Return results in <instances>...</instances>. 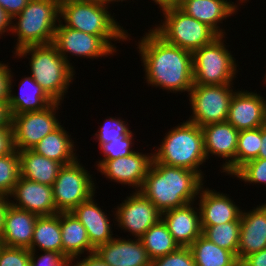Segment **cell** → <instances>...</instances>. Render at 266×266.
Returning <instances> with one entry per match:
<instances>
[{
	"instance_id": "6da1fadb",
	"label": "cell",
	"mask_w": 266,
	"mask_h": 266,
	"mask_svg": "<svg viewBox=\"0 0 266 266\" xmlns=\"http://www.w3.org/2000/svg\"><path fill=\"white\" fill-rule=\"evenodd\" d=\"M144 34L135 43L144 83L167 93L189 94L194 85L192 52L167 43L151 27Z\"/></svg>"
},
{
	"instance_id": "7a4b0ae2",
	"label": "cell",
	"mask_w": 266,
	"mask_h": 266,
	"mask_svg": "<svg viewBox=\"0 0 266 266\" xmlns=\"http://www.w3.org/2000/svg\"><path fill=\"white\" fill-rule=\"evenodd\" d=\"M204 183L195 171L152 162L140 192L163 213L195 202Z\"/></svg>"
},
{
	"instance_id": "3957f363",
	"label": "cell",
	"mask_w": 266,
	"mask_h": 266,
	"mask_svg": "<svg viewBox=\"0 0 266 266\" xmlns=\"http://www.w3.org/2000/svg\"><path fill=\"white\" fill-rule=\"evenodd\" d=\"M162 142L153 147V161L182 167L199 173L204 179L201 167L207 161L204 150L202 128L186 119L165 133Z\"/></svg>"
},
{
	"instance_id": "277c9868",
	"label": "cell",
	"mask_w": 266,
	"mask_h": 266,
	"mask_svg": "<svg viewBox=\"0 0 266 266\" xmlns=\"http://www.w3.org/2000/svg\"><path fill=\"white\" fill-rule=\"evenodd\" d=\"M24 57L29 60L28 69L33 79L55 102L63 103L70 84L76 80L75 69L58 53L52 43L28 46L13 54V58L18 60H23Z\"/></svg>"
},
{
	"instance_id": "5b68a950",
	"label": "cell",
	"mask_w": 266,
	"mask_h": 266,
	"mask_svg": "<svg viewBox=\"0 0 266 266\" xmlns=\"http://www.w3.org/2000/svg\"><path fill=\"white\" fill-rule=\"evenodd\" d=\"M60 8L50 0H29L27 6L11 21L16 41L12 53L28 46L51 44L59 23Z\"/></svg>"
},
{
	"instance_id": "8992f818",
	"label": "cell",
	"mask_w": 266,
	"mask_h": 266,
	"mask_svg": "<svg viewBox=\"0 0 266 266\" xmlns=\"http://www.w3.org/2000/svg\"><path fill=\"white\" fill-rule=\"evenodd\" d=\"M226 36L219 35L192 53L194 85L235 84L239 64L226 45Z\"/></svg>"
},
{
	"instance_id": "52a82bcc",
	"label": "cell",
	"mask_w": 266,
	"mask_h": 266,
	"mask_svg": "<svg viewBox=\"0 0 266 266\" xmlns=\"http://www.w3.org/2000/svg\"><path fill=\"white\" fill-rule=\"evenodd\" d=\"M158 14L162 16L161 21L151 28L167 43L192 53L219 36L207 24L186 15L177 6L162 8Z\"/></svg>"
},
{
	"instance_id": "ba28073f",
	"label": "cell",
	"mask_w": 266,
	"mask_h": 266,
	"mask_svg": "<svg viewBox=\"0 0 266 266\" xmlns=\"http://www.w3.org/2000/svg\"><path fill=\"white\" fill-rule=\"evenodd\" d=\"M110 7L98 0H76L60 7L59 21L66 27L96 36H128Z\"/></svg>"
},
{
	"instance_id": "9c48e42d",
	"label": "cell",
	"mask_w": 266,
	"mask_h": 266,
	"mask_svg": "<svg viewBox=\"0 0 266 266\" xmlns=\"http://www.w3.org/2000/svg\"><path fill=\"white\" fill-rule=\"evenodd\" d=\"M131 35L128 33V36H96L66 27L59 21L52 44L58 53L75 68L71 63V57L94 60L117 56L120 50L117 49L116 44L130 42Z\"/></svg>"
},
{
	"instance_id": "30bf717a",
	"label": "cell",
	"mask_w": 266,
	"mask_h": 266,
	"mask_svg": "<svg viewBox=\"0 0 266 266\" xmlns=\"http://www.w3.org/2000/svg\"><path fill=\"white\" fill-rule=\"evenodd\" d=\"M79 160L80 158L73 163L63 165L52 185L53 198L58 213L71 212L80 203L97 193V188L99 189L93 174Z\"/></svg>"
},
{
	"instance_id": "8fae6325",
	"label": "cell",
	"mask_w": 266,
	"mask_h": 266,
	"mask_svg": "<svg viewBox=\"0 0 266 266\" xmlns=\"http://www.w3.org/2000/svg\"><path fill=\"white\" fill-rule=\"evenodd\" d=\"M233 85H193L187 95L192 111L187 120L200 127L226 122L232 96L237 90Z\"/></svg>"
},
{
	"instance_id": "7c38bea8",
	"label": "cell",
	"mask_w": 266,
	"mask_h": 266,
	"mask_svg": "<svg viewBox=\"0 0 266 266\" xmlns=\"http://www.w3.org/2000/svg\"><path fill=\"white\" fill-rule=\"evenodd\" d=\"M62 104L54 102L42 111L12 115L14 148L18 151L32 149L43 137L57 129L62 124L58 117Z\"/></svg>"
},
{
	"instance_id": "4fadbf2b",
	"label": "cell",
	"mask_w": 266,
	"mask_h": 266,
	"mask_svg": "<svg viewBox=\"0 0 266 266\" xmlns=\"http://www.w3.org/2000/svg\"><path fill=\"white\" fill-rule=\"evenodd\" d=\"M128 196L111 210L114 227H118L131 238H141L151 226L161 219V212L140 191H131ZM117 223V224H116Z\"/></svg>"
},
{
	"instance_id": "5bb4252c",
	"label": "cell",
	"mask_w": 266,
	"mask_h": 266,
	"mask_svg": "<svg viewBox=\"0 0 266 266\" xmlns=\"http://www.w3.org/2000/svg\"><path fill=\"white\" fill-rule=\"evenodd\" d=\"M112 160H101L94 168L108 181L140 191L153 161V152H138Z\"/></svg>"
},
{
	"instance_id": "9a60e30c",
	"label": "cell",
	"mask_w": 266,
	"mask_h": 266,
	"mask_svg": "<svg viewBox=\"0 0 266 266\" xmlns=\"http://www.w3.org/2000/svg\"><path fill=\"white\" fill-rule=\"evenodd\" d=\"M202 128L204 150L207 161L213 158L222 159L219 171L232 176L236 172V149L239 131L230 123H212Z\"/></svg>"
},
{
	"instance_id": "2e32d148",
	"label": "cell",
	"mask_w": 266,
	"mask_h": 266,
	"mask_svg": "<svg viewBox=\"0 0 266 266\" xmlns=\"http://www.w3.org/2000/svg\"><path fill=\"white\" fill-rule=\"evenodd\" d=\"M256 90H236L232 96L227 122L238 131L256 129L266 124V97Z\"/></svg>"
},
{
	"instance_id": "e0dca14e",
	"label": "cell",
	"mask_w": 266,
	"mask_h": 266,
	"mask_svg": "<svg viewBox=\"0 0 266 266\" xmlns=\"http://www.w3.org/2000/svg\"><path fill=\"white\" fill-rule=\"evenodd\" d=\"M234 200L228 193L217 192V190L203 185L196 201L200 212L202 231L207 226L240 222L243 207L238 206L239 204H236Z\"/></svg>"
},
{
	"instance_id": "ac0fdd59",
	"label": "cell",
	"mask_w": 266,
	"mask_h": 266,
	"mask_svg": "<svg viewBox=\"0 0 266 266\" xmlns=\"http://www.w3.org/2000/svg\"><path fill=\"white\" fill-rule=\"evenodd\" d=\"M9 199L12 206L35 213L38 216L58 214L52 186L37 183L21 176L14 185Z\"/></svg>"
},
{
	"instance_id": "d6986e66",
	"label": "cell",
	"mask_w": 266,
	"mask_h": 266,
	"mask_svg": "<svg viewBox=\"0 0 266 266\" xmlns=\"http://www.w3.org/2000/svg\"><path fill=\"white\" fill-rule=\"evenodd\" d=\"M96 254L108 266H151V259L140 238L118 236L99 245Z\"/></svg>"
},
{
	"instance_id": "ffe728a7",
	"label": "cell",
	"mask_w": 266,
	"mask_h": 266,
	"mask_svg": "<svg viewBox=\"0 0 266 266\" xmlns=\"http://www.w3.org/2000/svg\"><path fill=\"white\" fill-rule=\"evenodd\" d=\"M195 205L196 201L161 213V219L179 247H189L202 235L200 212Z\"/></svg>"
},
{
	"instance_id": "44dd1931",
	"label": "cell",
	"mask_w": 266,
	"mask_h": 266,
	"mask_svg": "<svg viewBox=\"0 0 266 266\" xmlns=\"http://www.w3.org/2000/svg\"><path fill=\"white\" fill-rule=\"evenodd\" d=\"M177 7L186 15L207 24L218 35H227L222 27L223 21L241 11L230 0H179Z\"/></svg>"
},
{
	"instance_id": "7402d4cb",
	"label": "cell",
	"mask_w": 266,
	"mask_h": 266,
	"mask_svg": "<svg viewBox=\"0 0 266 266\" xmlns=\"http://www.w3.org/2000/svg\"><path fill=\"white\" fill-rule=\"evenodd\" d=\"M252 208L243 209L240 216L239 262L266 248V201Z\"/></svg>"
},
{
	"instance_id": "603a6c76",
	"label": "cell",
	"mask_w": 266,
	"mask_h": 266,
	"mask_svg": "<svg viewBox=\"0 0 266 266\" xmlns=\"http://www.w3.org/2000/svg\"><path fill=\"white\" fill-rule=\"evenodd\" d=\"M96 193L88 200L76 206L71 213L85 227L90 244L96 249L99 245L107 243L115 236L113 233V224L110 223L111 214L105 213L103 206L100 207L95 199ZM109 215V217H108Z\"/></svg>"
},
{
	"instance_id": "cb8c5ba5",
	"label": "cell",
	"mask_w": 266,
	"mask_h": 266,
	"mask_svg": "<svg viewBox=\"0 0 266 266\" xmlns=\"http://www.w3.org/2000/svg\"><path fill=\"white\" fill-rule=\"evenodd\" d=\"M37 218V214L9 204L4 216L0 244L30 250Z\"/></svg>"
},
{
	"instance_id": "d4e9b609",
	"label": "cell",
	"mask_w": 266,
	"mask_h": 266,
	"mask_svg": "<svg viewBox=\"0 0 266 266\" xmlns=\"http://www.w3.org/2000/svg\"><path fill=\"white\" fill-rule=\"evenodd\" d=\"M15 74L12 70L10 78L9 108L11 115L24 112L42 111L55 101L44 91V89L30 75H26L19 82V93L15 92ZM14 82V83H13ZM15 92V93H13Z\"/></svg>"
},
{
	"instance_id": "484cf974",
	"label": "cell",
	"mask_w": 266,
	"mask_h": 266,
	"mask_svg": "<svg viewBox=\"0 0 266 266\" xmlns=\"http://www.w3.org/2000/svg\"><path fill=\"white\" fill-rule=\"evenodd\" d=\"M60 125L53 132L49 133L39 141L32 150L46 158L55 160L62 165L76 161L79 157L75 140L67 132L66 127Z\"/></svg>"
},
{
	"instance_id": "4316f807",
	"label": "cell",
	"mask_w": 266,
	"mask_h": 266,
	"mask_svg": "<svg viewBox=\"0 0 266 266\" xmlns=\"http://www.w3.org/2000/svg\"><path fill=\"white\" fill-rule=\"evenodd\" d=\"M62 254L71 259L95 252L85 227L71 212H60Z\"/></svg>"
},
{
	"instance_id": "83f0119b",
	"label": "cell",
	"mask_w": 266,
	"mask_h": 266,
	"mask_svg": "<svg viewBox=\"0 0 266 266\" xmlns=\"http://www.w3.org/2000/svg\"><path fill=\"white\" fill-rule=\"evenodd\" d=\"M20 176L31 181L52 186L58 176L61 163L46 158L32 149L18 151Z\"/></svg>"
},
{
	"instance_id": "f1b7e54d",
	"label": "cell",
	"mask_w": 266,
	"mask_h": 266,
	"mask_svg": "<svg viewBox=\"0 0 266 266\" xmlns=\"http://www.w3.org/2000/svg\"><path fill=\"white\" fill-rule=\"evenodd\" d=\"M30 250L52 251L62 254L60 213L51 216H38Z\"/></svg>"
},
{
	"instance_id": "f546056e",
	"label": "cell",
	"mask_w": 266,
	"mask_h": 266,
	"mask_svg": "<svg viewBox=\"0 0 266 266\" xmlns=\"http://www.w3.org/2000/svg\"><path fill=\"white\" fill-rule=\"evenodd\" d=\"M196 266H238L237 256L217 246L203 235L189 246Z\"/></svg>"
},
{
	"instance_id": "4dcf8cb0",
	"label": "cell",
	"mask_w": 266,
	"mask_h": 266,
	"mask_svg": "<svg viewBox=\"0 0 266 266\" xmlns=\"http://www.w3.org/2000/svg\"><path fill=\"white\" fill-rule=\"evenodd\" d=\"M140 239L151 260L166 256L179 247L162 219L151 226Z\"/></svg>"
},
{
	"instance_id": "1f68e13d",
	"label": "cell",
	"mask_w": 266,
	"mask_h": 266,
	"mask_svg": "<svg viewBox=\"0 0 266 266\" xmlns=\"http://www.w3.org/2000/svg\"><path fill=\"white\" fill-rule=\"evenodd\" d=\"M202 235L217 246L233 252L238 259L240 222L207 226L202 231Z\"/></svg>"
},
{
	"instance_id": "d6a6232c",
	"label": "cell",
	"mask_w": 266,
	"mask_h": 266,
	"mask_svg": "<svg viewBox=\"0 0 266 266\" xmlns=\"http://www.w3.org/2000/svg\"><path fill=\"white\" fill-rule=\"evenodd\" d=\"M262 141V126L239 131L236 149V171L245 163L257 159Z\"/></svg>"
},
{
	"instance_id": "836d02e7",
	"label": "cell",
	"mask_w": 266,
	"mask_h": 266,
	"mask_svg": "<svg viewBox=\"0 0 266 266\" xmlns=\"http://www.w3.org/2000/svg\"><path fill=\"white\" fill-rule=\"evenodd\" d=\"M20 177V160L15 148L0 156V195L9 196Z\"/></svg>"
},
{
	"instance_id": "e575fe53",
	"label": "cell",
	"mask_w": 266,
	"mask_h": 266,
	"mask_svg": "<svg viewBox=\"0 0 266 266\" xmlns=\"http://www.w3.org/2000/svg\"><path fill=\"white\" fill-rule=\"evenodd\" d=\"M107 118V119H106ZM104 119L103 124L99 126V130L96 131V133L93 135L94 141L98 143V148L102 144L109 143L111 141H114L115 138L120 136H126L129 135L132 132V129H130V124H128L127 120L122 119L120 117H106ZM125 120V121H124Z\"/></svg>"
},
{
	"instance_id": "d590c367",
	"label": "cell",
	"mask_w": 266,
	"mask_h": 266,
	"mask_svg": "<svg viewBox=\"0 0 266 266\" xmlns=\"http://www.w3.org/2000/svg\"><path fill=\"white\" fill-rule=\"evenodd\" d=\"M231 177L246 185H262L266 188V159L257 158L242 165Z\"/></svg>"
},
{
	"instance_id": "8d00e7d4",
	"label": "cell",
	"mask_w": 266,
	"mask_h": 266,
	"mask_svg": "<svg viewBox=\"0 0 266 266\" xmlns=\"http://www.w3.org/2000/svg\"><path fill=\"white\" fill-rule=\"evenodd\" d=\"M134 133L135 132L133 131L129 135L120 136L115 138L114 141L102 144L99 147V151L102 152L100 154L103 156L101 159H98L99 161H96L94 165L96 166L101 160H112L115 158L124 157L136 151L134 150L135 148H133L134 144H136L134 141L136 137L134 136Z\"/></svg>"
},
{
	"instance_id": "74e56055",
	"label": "cell",
	"mask_w": 266,
	"mask_h": 266,
	"mask_svg": "<svg viewBox=\"0 0 266 266\" xmlns=\"http://www.w3.org/2000/svg\"><path fill=\"white\" fill-rule=\"evenodd\" d=\"M151 266H196L189 247H178L172 253L151 260Z\"/></svg>"
},
{
	"instance_id": "f35d334b",
	"label": "cell",
	"mask_w": 266,
	"mask_h": 266,
	"mask_svg": "<svg viewBox=\"0 0 266 266\" xmlns=\"http://www.w3.org/2000/svg\"><path fill=\"white\" fill-rule=\"evenodd\" d=\"M30 250L0 244V266H29Z\"/></svg>"
},
{
	"instance_id": "ab89813d",
	"label": "cell",
	"mask_w": 266,
	"mask_h": 266,
	"mask_svg": "<svg viewBox=\"0 0 266 266\" xmlns=\"http://www.w3.org/2000/svg\"><path fill=\"white\" fill-rule=\"evenodd\" d=\"M31 251L29 266H71L72 259L64 254L52 251ZM39 255V256H38Z\"/></svg>"
},
{
	"instance_id": "60d3db41",
	"label": "cell",
	"mask_w": 266,
	"mask_h": 266,
	"mask_svg": "<svg viewBox=\"0 0 266 266\" xmlns=\"http://www.w3.org/2000/svg\"><path fill=\"white\" fill-rule=\"evenodd\" d=\"M0 61V102H8L12 70L8 62Z\"/></svg>"
},
{
	"instance_id": "b9f144b4",
	"label": "cell",
	"mask_w": 266,
	"mask_h": 266,
	"mask_svg": "<svg viewBox=\"0 0 266 266\" xmlns=\"http://www.w3.org/2000/svg\"><path fill=\"white\" fill-rule=\"evenodd\" d=\"M29 0H0V6L13 19L27 6Z\"/></svg>"
},
{
	"instance_id": "7bdbcfd3",
	"label": "cell",
	"mask_w": 266,
	"mask_h": 266,
	"mask_svg": "<svg viewBox=\"0 0 266 266\" xmlns=\"http://www.w3.org/2000/svg\"><path fill=\"white\" fill-rule=\"evenodd\" d=\"M14 149L12 127H0V156Z\"/></svg>"
},
{
	"instance_id": "ee69618b",
	"label": "cell",
	"mask_w": 266,
	"mask_h": 266,
	"mask_svg": "<svg viewBox=\"0 0 266 266\" xmlns=\"http://www.w3.org/2000/svg\"><path fill=\"white\" fill-rule=\"evenodd\" d=\"M77 259V260H76ZM71 266H108L96 252L72 259Z\"/></svg>"
},
{
	"instance_id": "f6af8a7d",
	"label": "cell",
	"mask_w": 266,
	"mask_h": 266,
	"mask_svg": "<svg viewBox=\"0 0 266 266\" xmlns=\"http://www.w3.org/2000/svg\"><path fill=\"white\" fill-rule=\"evenodd\" d=\"M239 265L240 266H266V248L244 257L239 262Z\"/></svg>"
},
{
	"instance_id": "bcb514c9",
	"label": "cell",
	"mask_w": 266,
	"mask_h": 266,
	"mask_svg": "<svg viewBox=\"0 0 266 266\" xmlns=\"http://www.w3.org/2000/svg\"><path fill=\"white\" fill-rule=\"evenodd\" d=\"M0 127H12V115L8 102H0Z\"/></svg>"
},
{
	"instance_id": "7dc6e473",
	"label": "cell",
	"mask_w": 266,
	"mask_h": 266,
	"mask_svg": "<svg viewBox=\"0 0 266 266\" xmlns=\"http://www.w3.org/2000/svg\"><path fill=\"white\" fill-rule=\"evenodd\" d=\"M11 21L12 19L7 15L6 11L0 6V39L2 37L5 38L6 34L7 36L8 34L10 35Z\"/></svg>"
},
{
	"instance_id": "c3c4849f",
	"label": "cell",
	"mask_w": 266,
	"mask_h": 266,
	"mask_svg": "<svg viewBox=\"0 0 266 266\" xmlns=\"http://www.w3.org/2000/svg\"><path fill=\"white\" fill-rule=\"evenodd\" d=\"M9 200V196L0 195V237L3 232L5 212L10 204Z\"/></svg>"
},
{
	"instance_id": "681fc988",
	"label": "cell",
	"mask_w": 266,
	"mask_h": 266,
	"mask_svg": "<svg viewBox=\"0 0 266 266\" xmlns=\"http://www.w3.org/2000/svg\"><path fill=\"white\" fill-rule=\"evenodd\" d=\"M258 158L266 159V124L262 125V141Z\"/></svg>"
},
{
	"instance_id": "f907efd6",
	"label": "cell",
	"mask_w": 266,
	"mask_h": 266,
	"mask_svg": "<svg viewBox=\"0 0 266 266\" xmlns=\"http://www.w3.org/2000/svg\"><path fill=\"white\" fill-rule=\"evenodd\" d=\"M153 1V4L155 3V5H159L158 9H162L165 7H169V6H177L179 0H151L150 2Z\"/></svg>"
},
{
	"instance_id": "816d5d0a",
	"label": "cell",
	"mask_w": 266,
	"mask_h": 266,
	"mask_svg": "<svg viewBox=\"0 0 266 266\" xmlns=\"http://www.w3.org/2000/svg\"><path fill=\"white\" fill-rule=\"evenodd\" d=\"M101 4H104V5H106V6H109V7H111L112 5H110V4H117V5H120L121 4V2L123 3V2H131L130 0H98ZM119 2H120V4H119ZM132 2H134L133 0H132Z\"/></svg>"
},
{
	"instance_id": "f5cc1de1",
	"label": "cell",
	"mask_w": 266,
	"mask_h": 266,
	"mask_svg": "<svg viewBox=\"0 0 266 266\" xmlns=\"http://www.w3.org/2000/svg\"><path fill=\"white\" fill-rule=\"evenodd\" d=\"M50 1L55 3L60 8L62 5L67 4V3H71V2L76 1V0H50Z\"/></svg>"
},
{
	"instance_id": "db71d44e",
	"label": "cell",
	"mask_w": 266,
	"mask_h": 266,
	"mask_svg": "<svg viewBox=\"0 0 266 266\" xmlns=\"http://www.w3.org/2000/svg\"><path fill=\"white\" fill-rule=\"evenodd\" d=\"M236 1V0H235ZM248 2H249V0H237L235 3H234V5L238 8L239 7V10H240V6L242 5V6H246V3L248 4ZM243 3L245 4V5H243Z\"/></svg>"
},
{
	"instance_id": "11a10c76",
	"label": "cell",
	"mask_w": 266,
	"mask_h": 266,
	"mask_svg": "<svg viewBox=\"0 0 266 266\" xmlns=\"http://www.w3.org/2000/svg\"><path fill=\"white\" fill-rule=\"evenodd\" d=\"M263 83L266 84V72L264 74V80H263ZM266 87V85H264Z\"/></svg>"
}]
</instances>
